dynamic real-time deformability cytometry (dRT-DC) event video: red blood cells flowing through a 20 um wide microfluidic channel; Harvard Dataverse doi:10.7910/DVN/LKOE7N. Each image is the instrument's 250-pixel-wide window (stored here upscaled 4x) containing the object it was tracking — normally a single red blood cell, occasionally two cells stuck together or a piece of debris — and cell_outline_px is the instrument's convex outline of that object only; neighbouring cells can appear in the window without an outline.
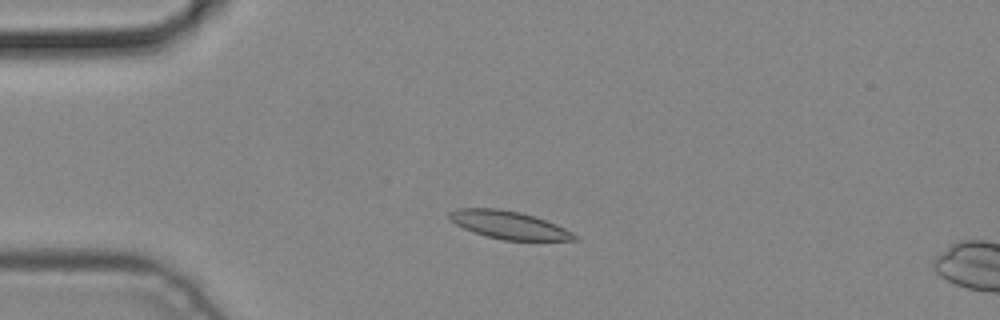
{"species": "common noctule bat (a hibernating species)", "species_latin": "Nyctalus noctula", "temperature_condition": "cold", "stored_images_in_passage": 4, "camera_frame_rate_fps": 3000, "um_per_image_px": 0.085, "animal": {"sex": "male", "body_mass_g": 19.2, "forearm_length_mm": 51.8}, "frame": {"image": 1, "passage_image": 3, "time_ms": 0.667, "image_size_px": [1000, 320], "cell_outline_px": [[580, 240], [504, 240], [472, 232], [456, 224], [448, 216], [448, 212], [456, 208], [500, 208], [520, 212], [536, 216], [556, 224], [580, 236]], "centroid_in_image_um": [43.28, 19.11], "position_along_channel_um": 41.7, "area_um2": 20.4}}